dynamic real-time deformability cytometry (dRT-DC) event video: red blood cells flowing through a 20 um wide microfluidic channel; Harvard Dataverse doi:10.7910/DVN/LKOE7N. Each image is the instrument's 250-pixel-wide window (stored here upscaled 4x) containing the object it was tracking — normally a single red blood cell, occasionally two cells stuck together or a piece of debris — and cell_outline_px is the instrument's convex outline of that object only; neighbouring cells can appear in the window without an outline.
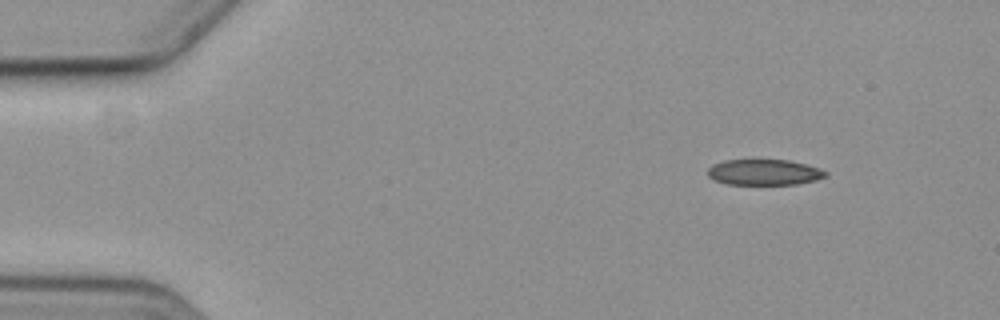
{"species": "common noctule bat (a hibernating species)", "species_latin": "Nyctalus noctula", "temperature_condition": "cold", "stored_images_in_passage": 4, "camera_frame_rate_fps": 3000, "um_per_image_px": 0.085, "animal": {"sex": "female", "body_mass_g": 19.3, "forearm_length_mm": 54.1}, "frame": {"image": 1, "passage_image": 1, "time_ms": 0.0, "image_size_px": [1000, 320], "cell_outline_px": [[828, 176], [816, 180], [796, 184], [728, 184], [712, 180], [708, 176], [708, 168], [712, 164], [724, 160], [756, 156], [788, 160], [820, 168], [828, 172]], "centroid_in_image_um": [64.91, 14.58], "position_along_channel_um": 20.1, "area_um2": 18.67}}
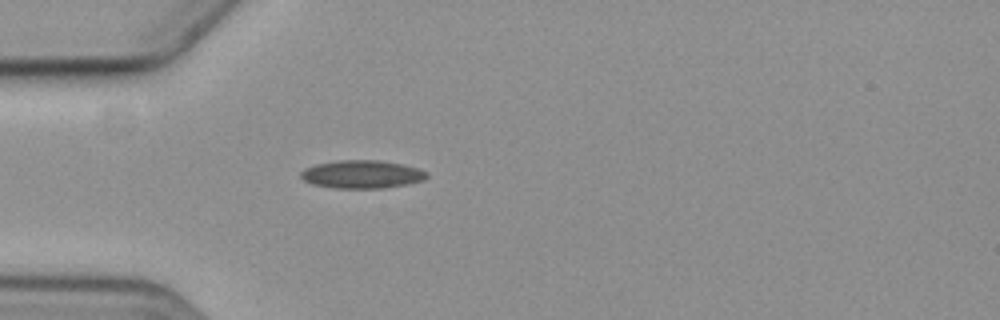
{"frame": {"image": 2, "passage_image": 4, "time_ms": 3.333, "image_size_px": [1000, 320], "cell_outline_px": [[428, 176], [424, 180], [408, 184], [384, 188], [336, 188], [312, 184], [304, 180], [300, 176], [300, 172], [304, 168], [316, 164], [336, 160], [380, 160], [404, 164], [420, 168], [428, 172]], "centroid_in_image_um": [30.79, 14.81], "position_along_channel_um": 54.2, "area_um2": 20.87}}